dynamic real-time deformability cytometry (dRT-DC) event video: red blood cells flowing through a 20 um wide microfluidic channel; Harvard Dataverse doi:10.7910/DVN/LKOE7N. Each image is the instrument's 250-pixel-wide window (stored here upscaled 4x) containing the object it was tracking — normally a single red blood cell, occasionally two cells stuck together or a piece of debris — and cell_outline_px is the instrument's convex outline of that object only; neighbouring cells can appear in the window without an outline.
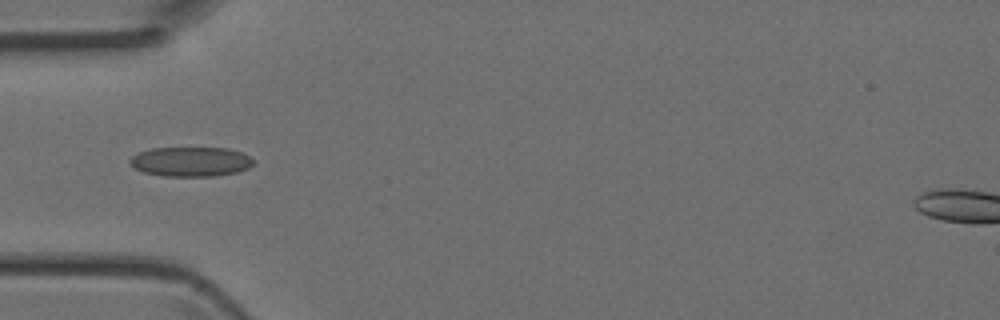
{"species": "Egyptian fruit bat (a non-hibernating species)", "species_latin": "Rousettus aegyptiacus", "temperature_condition": "room temperature", "stored_images_in_passage": 5, "camera_frame_rate_fps": 3000, "um_per_image_px": 0.085, "animal": {"sex": "female"}, "frame": {"image": 1, "passage_image": 4, "time_ms": 1.0, "image_size_px": [1000, 320], "cell_outline_px": [[256, 164], [248, 168], [236, 172], [212, 176], [164, 176], [144, 172], [128, 164], [128, 160], [132, 156], [140, 152], [152, 148], [228, 148], [240, 152], [248, 156]], "centroid_in_image_um": [16.2, 13.74], "position_along_channel_um": 68.8, "area_um2": 21.21}}
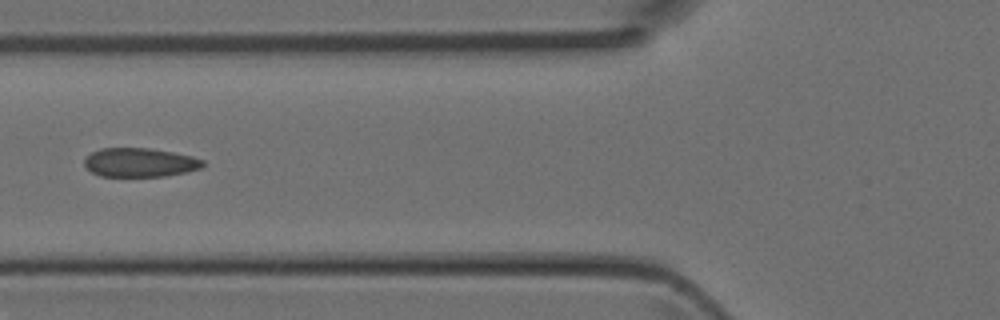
{"frame": {"image": 2, "passage_image": 5, "time_ms": 1.333, "image_size_px": [1000, 320], "cell_outline_px": [[204, 164], [200, 168], [184, 172], [164, 176], [100, 176], [92, 172], [84, 164], [84, 160], [92, 152], [100, 148], [152, 148], [192, 156], [204, 160]], "centroid_in_image_um": [11.88, 13.8], "position_along_channel_um": 113.9, "area_um2": 19.83}}